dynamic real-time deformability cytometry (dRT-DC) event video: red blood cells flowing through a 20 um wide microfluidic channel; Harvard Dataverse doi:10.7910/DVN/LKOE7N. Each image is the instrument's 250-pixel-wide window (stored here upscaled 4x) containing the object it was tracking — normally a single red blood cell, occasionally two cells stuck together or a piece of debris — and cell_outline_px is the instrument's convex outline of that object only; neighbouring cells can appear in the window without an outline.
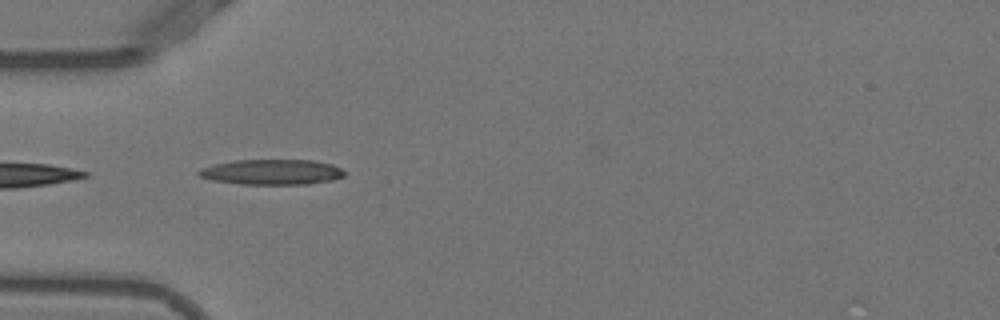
{"species": "Egyptian fruit bat (a non-hibernating species)", "species_latin": "Rousettus aegyptiacus", "temperature_condition": "warm", "stored_images_in_passage": 31, "camera_frame_rate_fps": 3000, "um_per_image_px": 0.085, "animal": {"sex": "female"}, "frame": {"image": 1, "passage_image": 2, "time_ms": 0.333, "image_size_px": [1000, 320], "cell_outline_px": [[344, 176], [332, 180], [308, 184], [240, 184], [212, 180], [200, 176], [196, 172], [200, 168], [212, 164], [236, 160], [316, 160], [332, 164], [340, 168], [344, 172]], "centroid_in_image_um": [23.09, 14.61], "position_along_channel_um": 61.9, "area_um2": 21.56}}
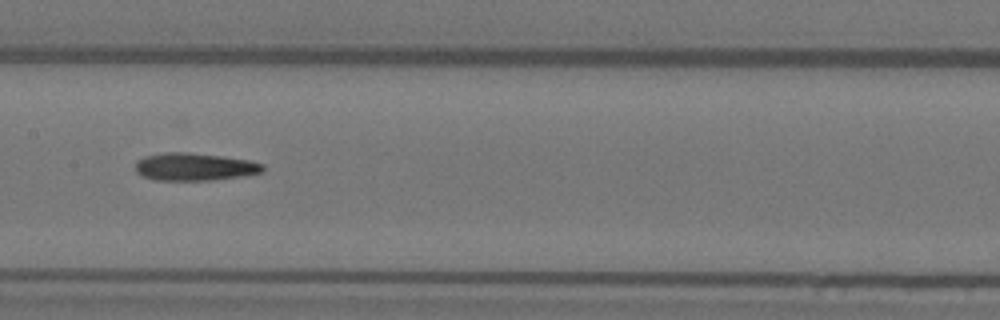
{"frame": {"image": 2, "passage_image": 12, "time_ms": 3.667, "image_size_px": [1000, 320], "cell_outline_px": [[264, 172], [244, 176], [208, 180], [156, 180], [144, 176], [136, 172], [136, 160], [144, 156], [164, 152], [188, 152], [220, 156], [248, 160], [264, 164]], "centroid_in_image_um": [16.54, 14.17], "position_along_channel_um": 190.9, "area_um2": 20.52}}
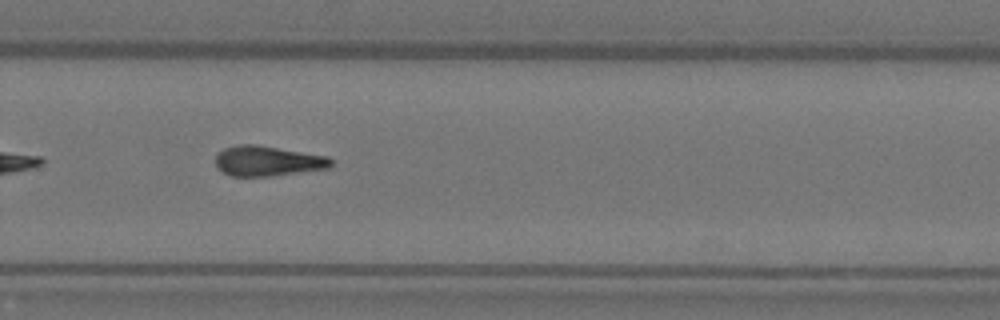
{"frame": {"image": 3, "passage_image": 21, "time_ms": 6.667, "image_size_px": [1000, 320], "cell_outline_px": [[332, 164], [328, 168], [272, 176], [232, 176], [224, 172], [216, 164], [216, 156], [224, 148], [240, 144], [256, 144], [328, 156], [332, 160]], "centroid_in_image_um": [22.77, 13.68], "position_along_channel_um": 307.0, "area_um2": 20.11}, "authors_computed_cell_mechanics": {"area_um2": 20.23, "velocity_mm_per_s": 3.9063, "shape_relaxation_time_tau1_ms": null, "shape_relaxation_time_tau2_ms": 5.9921, "deformation_change_tau1": null, "deformation_change_tau2": 0.1921}}